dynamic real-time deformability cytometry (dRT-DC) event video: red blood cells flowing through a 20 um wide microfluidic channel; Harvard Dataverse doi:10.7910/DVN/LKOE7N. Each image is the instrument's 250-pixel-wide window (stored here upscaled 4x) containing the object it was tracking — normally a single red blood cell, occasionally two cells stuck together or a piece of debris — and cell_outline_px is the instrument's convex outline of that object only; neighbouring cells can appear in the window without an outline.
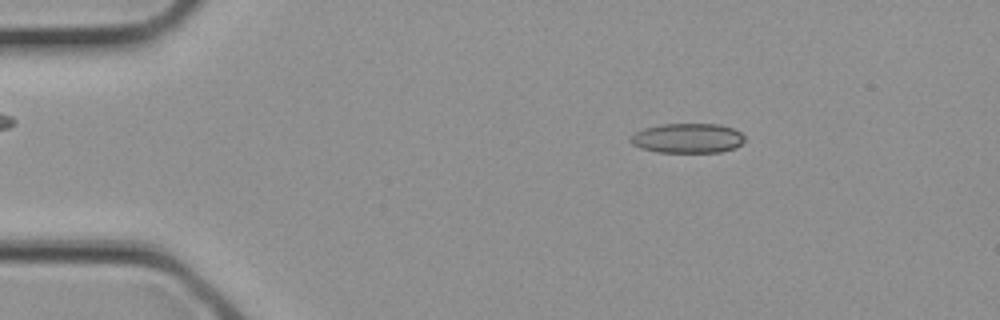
{"species": "common noctule bat (a hibernating species)", "species_latin": "Nyctalus noctula", "temperature_condition": "cold", "stored_images_in_passage": 4, "camera_frame_rate_fps": 3000, "um_per_image_px": 0.085, "animal": {"sex": "female", "body_mass_g": 21.9}, "frame": {"image": 1, "passage_image": 2, "time_ms": 0.333, "image_size_px": [1000, 320], "cell_outline_px": [[744, 140], [736, 148], [720, 152], [656, 152], [640, 148], [632, 144], [628, 140], [636, 132], [644, 128], [660, 124], [720, 124], [732, 128], [740, 132], [744, 136]], "centroid_in_image_um": [58.43, 11.75], "position_along_channel_um": 26.6, "area_um2": 19.83}}
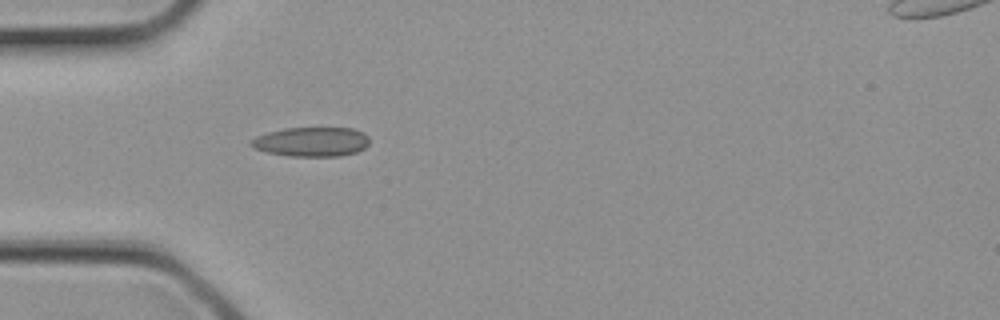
{"frame": {"image": 2, "passage_image": 3, "time_ms": 0.667, "image_size_px": [1000, 320], "cell_outline_px": [[368, 144], [364, 148], [356, 152], [340, 156], [288, 156], [268, 152], [252, 148], [248, 144], [256, 136], [268, 132], [284, 128], [352, 128], [364, 132], [368, 136]], "centroid_in_image_um": [26.46, 12.05], "position_along_channel_um": 58.5, "area_um2": 20.35}}